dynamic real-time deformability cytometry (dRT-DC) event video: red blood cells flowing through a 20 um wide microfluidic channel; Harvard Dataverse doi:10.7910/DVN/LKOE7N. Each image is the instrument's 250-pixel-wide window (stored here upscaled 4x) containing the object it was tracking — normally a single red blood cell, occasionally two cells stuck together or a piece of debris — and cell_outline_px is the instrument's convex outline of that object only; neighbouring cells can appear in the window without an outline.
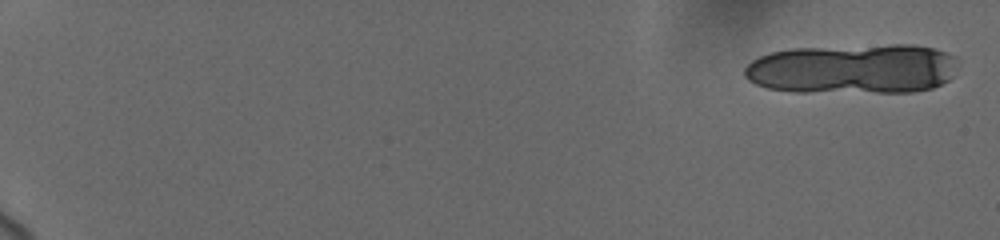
{"species": "human", "species_latin": "Homo sapiens", "temperature_condition": "cold", "stored_images_in_passage": 12, "camera_frame_rate_fps": 3000, "um_per_image_px": 0.085, "donor": {"sex": "female"}, "frame": {"image": 1, "passage_image": 1, "time_ms": 0.0, "image_size_px": [1000, 240], "cell_outline_px": [[960, 60], [948, 80], [932, 88], [912, 92], [792, 92], [768, 88], [756, 84], [748, 80], [744, 76], [744, 68], [752, 60], [760, 56], [772, 52], [792, 48], [892, 44], [912, 44], [932, 48], [956, 56]], "centroid_in_image_um": [72.49, 5.85], "position_along_channel_um": 12.5, "area_um2": 62.71}}
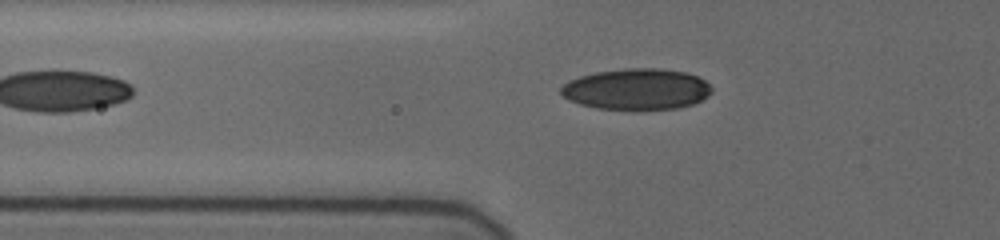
{"frame": {"image": 2, "passage_image": 12, "time_ms": 7.667, "image_size_px": [1000, 240], "cell_outline_px": [[712, 92], [708, 96], [692, 104], [676, 108], [596, 108], [580, 104], [568, 100], [560, 92], [560, 88], [568, 80], [580, 76], [596, 72], [624, 68], [660, 68], [688, 72], [704, 80], [712, 88]], "centroid_in_image_um": [54.1, 7.55], "position_along_channel_um": 71.7, "area_um2": 35.78}}